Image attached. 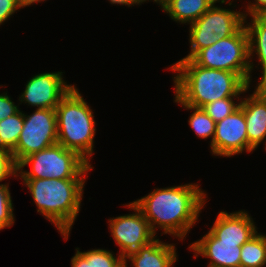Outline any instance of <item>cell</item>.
Returning <instances> with one entry per match:
<instances>
[{"label": "cell", "instance_id": "obj_1", "mask_svg": "<svg viewBox=\"0 0 266 267\" xmlns=\"http://www.w3.org/2000/svg\"><path fill=\"white\" fill-rule=\"evenodd\" d=\"M207 195L198 183L156 188L140 199L132 201L149 222L152 231L163 230L182 241L198 221L207 203Z\"/></svg>", "mask_w": 266, "mask_h": 267}, {"label": "cell", "instance_id": "obj_2", "mask_svg": "<svg viewBox=\"0 0 266 267\" xmlns=\"http://www.w3.org/2000/svg\"><path fill=\"white\" fill-rule=\"evenodd\" d=\"M167 69L176 74L172 77L174 94L192 107L202 108L223 98H241L250 91V85L237 73L204 68L192 59H180Z\"/></svg>", "mask_w": 266, "mask_h": 267}, {"label": "cell", "instance_id": "obj_3", "mask_svg": "<svg viewBox=\"0 0 266 267\" xmlns=\"http://www.w3.org/2000/svg\"><path fill=\"white\" fill-rule=\"evenodd\" d=\"M20 179L30 191L37 212L48 219L62 237L68 240L80 213L84 186L88 178Z\"/></svg>", "mask_w": 266, "mask_h": 267}, {"label": "cell", "instance_id": "obj_4", "mask_svg": "<svg viewBox=\"0 0 266 267\" xmlns=\"http://www.w3.org/2000/svg\"><path fill=\"white\" fill-rule=\"evenodd\" d=\"M57 143L75 151L89 165L94 153L96 134L93 109L74 85L55 108Z\"/></svg>", "mask_w": 266, "mask_h": 267}, {"label": "cell", "instance_id": "obj_5", "mask_svg": "<svg viewBox=\"0 0 266 267\" xmlns=\"http://www.w3.org/2000/svg\"><path fill=\"white\" fill-rule=\"evenodd\" d=\"M31 164L29 171L25 166ZM93 169L75 151L68 150L56 143L39 152L28 155L17 164V179H67L87 178L88 172Z\"/></svg>", "mask_w": 266, "mask_h": 267}, {"label": "cell", "instance_id": "obj_6", "mask_svg": "<svg viewBox=\"0 0 266 267\" xmlns=\"http://www.w3.org/2000/svg\"><path fill=\"white\" fill-rule=\"evenodd\" d=\"M192 60L204 68L237 73L251 85L249 35L245 24L235 34L201 49Z\"/></svg>", "mask_w": 266, "mask_h": 267}, {"label": "cell", "instance_id": "obj_7", "mask_svg": "<svg viewBox=\"0 0 266 267\" xmlns=\"http://www.w3.org/2000/svg\"><path fill=\"white\" fill-rule=\"evenodd\" d=\"M57 143V118L55 109L37 108L32 114L24 113V125L17 146L11 151L18 164L30 154Z\"/></svg>", "mask_w": 266, "mask_h": 267}, {"label": "cell", "instance_id": "obj_8", "mask_svg": "<svg viewBox=\"0 0 266 267\" xmlns=\"http://www.w3.org/2000/svg\"><path fill=\"white\" fill-rule=\"evenodd\" d=\"M134 212L108 219L109 230L114 242L120 248L119 255L125 258L157 238L142 211L130 202L123 205Z\"/></svg>", "mask_w": 266, "mask_h": 267}, {"label": "cell", "instance_id": "obj_9", "mask_svg": "<svg viewBox=\"0 0 266 267\" xmlns=\"http://www.w3.org/2000/svg\"><path fill=\"white\" fill-rule=\"evenodd\" d=\"M64 72H44L31 77L23 93L19 96V104L30 107L55 109L62 98L72 89L63 78Z\"/></svg>", "mask_w": 266, "mask_h": 267}, {"label": "cell", "instance_id": "obj_10", "mask_svg": "<svg viewBox=\"0 0 266 267\" xmlns=\"http://www.w3.org/2000/svg\"><path fill=\"white\" fill-rule=\"evenodd\" d=\"M210 151L214 156L232 157L255 149L248 143L246 120L241 107L216 123Z\"/></svg>", "mask_w": 266, "mask_h": 267}, {"label": "cell", "instance_id": "obj_11", "mask_svg": "<svg viewBox=\"0 0 266 267\" xmlns=\"http://www.w3.org/2000/svg\"><path fill=\"white\" fill-rule=\"evenodd\" d=\"M209 231L221 242L238 243L240 246L258 233L252 216L245 210L232 213L220 211Z\"/></svg>", "mask_w": 266, "mask_h": 267}, {"label": "cell", "instance_id": "obj_12", "mask_svg": "<svg viewBox=\"0 0 266 267\" xmlns=\"http://www.w3.org/2000/svg\"><path fill=\"white\" fill-rule=\"evenodd\" d=\"M246 120L248 143L256 150L264 141L266 150V84H256L253 93L240 102Z\"/></svg>", "mask_w": 266, "mask_h": 267}, {"label": "cell", "instance_id": "obj_13", "mask_svg": "<svg viewBox=\"0 0 266 267\" xmlns=\"http://www.w3.org/2000/svg\"><path fill=\"white\" fill-rule=\"evenodd\" d=\"M216 3L199 19L189 24V31H208L219 39H224L235 34L245 24L243 12L216 6Z\"/></svg>", "mask_w": 266, "mask_h": 267}, {"label": "cell", "instance_id": "obj_14", "mask_svg": "<svg viewBox=\"0 0 266 267\" xmlns=\"http://www.w3.org/2000/svg\"><path fill=\"white\" fill-rule=\"evenodd\" d=\"M194 258L200 255L210 259L208 267H240L241 246L238 243L221 242L210 231L188 246Z\"/></svg>", "mask_w": 266, "mask_h": 267}, {"label": "cell", "instance_id": "obj_15", "mask_svg": "<svg viewBox=\"0 0 266 267\" xmlns=\"http://www.w3.org/2000/svg\"><path fill=\"white\" fill-rule=\"evenodd\" d=\"M177 257L174 243L168 244L156 238L148 245L128 254L124 258V267H128L127 262H130L132 267H174Z\"/></svg>", "mask_w": 266, "mask_h": 267}, {"label": "cell", "instance_id": "obj_16", "mask_svg": "<svg viewBox=\"0 0 266 267\" xmlns=\"http://www.w3.org/2000/svg\"><path fill=\"white\" fill-rule=\"evenodd\" d=\"M245 19V26L249 35V62H250V72L254 70L253 64L255 55L258 59V65L261 67L258 69L262 70L261 78L258 84H266V17L264 15H254L251 16V21L248 23ZM255 53V54H254Z\"/></svg>", "mask_w": 266, "mask_h": 267}, {"label": "cell", "instance_id": "obj_17", "mask_svg": "<svg viewBox=\"0 0 266 267\" xmlns=\"http://www.w3.org/2000/svg\"><path fill=\"white\" fill-rule=\"evenodd\" d=\"M214 3V0H171L162 8V11L176 23L191 24Z\"/></svg>", "mask_w": 266, "mask_h": 267}, {"label": "cell", "instance_id": "obj_18", "mask_svg": "<svg viewBox=\"0 0 266 267\" xmlns=\"http://www.w3.org/2000/svg\"><path fill=\"white\" fill-rule=\"evenodd\" d=\"M266 266V235L257 233L241 246L240 267Z\"/></svg>", "mask_w": 266, "mask_h": 267}, {"label": "cell", "instance_id": "obj_19", "mask_svg": "<svg viewBox=\"0 0 266 267\" xmlns=\"http://www.w3.org/2000/svg\"><path fill=\"white\" fill-rule=\"evenodd\" d=\"M174 102L181 107H183L185 110H191L193 113L190 114V117L188 119L190 128L194 130V133L197 137L200 139H209L210 145L213 142L214 134H215V128L216 123L213 121V119L202 109V108H196L189 105L184 104L176 95H174Z\"/></svg>", "mask_w": 266, "mask_h": 267}, {"label": "cell", "instance_id": "obj_20", "mask_svg": "<svg viewBox=\"0 0 266 267\" xmlns=\"http://www.w3.org/2000/svg\"><path fill=\"white\" fill-rule=\"evenodd\" d=\"M24 125V113L19 110L0 121V147L12 151L18 143Z\"/></svg>", "mask_w": 266, "mask_h": 267}, {"label": "cell", "instance_id": "obj_21", "mask_svg": "<svg viewBox=\"0 0 266 267\" xmlns=\"http://www.w3.org/2000/svg\"><path fill=\"white\" fill-rule=\"evenodd\" d=\"M236 99V102H235ZM242 98H223L204 105L202 109L213 119L215 123L231 115L240 107ZM238 101V103H237Z\"/></svg>", "mask_w": 266, "mask_h": 267}, {"label": "cell", "instance_id": "obj_22", "mask_svg": "<svg viewBox=\"0 0 266 267\" xmlns=\"http://www.w3.org/2000/svg\"><path fill=\"white\" fill-rule=\"evenodd\" d=\"M9 184H0V230L12 227L15 223L13 202Z\"/></svg>", "mask_w": 266, "mask_h": 267}, {"label": "cell", "instance_id": "obj_23", "mask_svg": "<svg viewBox=\"0 0 266 267\" xmlns=\"http://www.w3.org/2000/svg\"><path fill=\"white\" fill-rule=\"evenodd\" d=\"M190 51L181 59H192L201 49L207 48L219 40V37L208 31H189Z\"/></svg>", "mask_w": 266, "mask_h": 267}, {"label": "cell", "instance_id": "obj_24", "mask_svg": "<svg viewBox=\"0 0 266 267\" xmlns=\"http://www.w3.org/2000/svg\"><path fill=\"white\" fill-rule=\"evenodd\" d=\"M91 267H124V258L114 255L113 251L91 249Z\"/></svg>", "mask_w": 266, "mask_h": 267}, {"label": "cell", "instance_id": "obj_25", "mask_svg": "<svg viewBox=\"0 0 266 267\" xmlns=\"http://www.w3.org/2000/svg\"><path fill=\"white\" fill-rule=\"evenodd\" d=\"M17 177V164L11 151L0 147V182L8 177Z\"/></svg>", "mask_w": 266, "mask_h": 267}, {"label": "cell", "instance_id": "obj_26", "mask_svg": "<svg viewBox=\"0 0 266 267\" xmlns=\"http://www.w3.org/2000/svg\"><path fill=\"white\" fill-rule=\"evenodd\" d=\"M2 87V85H0ZM19 104L16 105L6 92L0 94V121L14 115L19 111Z\"/></svg>", "mask_w": 266, "mask_h": 267}, {"label": "cell", "instance_id": "obj_27", "mask_svg": "<svg viewBox=\"0 0 266 267\" xmlns=\"http://www.w3.org/2000/svg\"><path fill=\"white\" fill-rule=\"evenodd\" d=\"M20 9L18 0H0V26Z\"/></svg>", "mask_w": 266, "mask_h": 267}, {"label": "cell", "instance_id": "obj_28", "mask_svg": "<svg viewBox=\"0 0 266 267\" xmlns=\"http://www.w3.org/2000/svg\"><path fill=\"white\" fill-rule=\"evenodd\" d=\"M76 253L71 259V267H91V250L80 251L76 248Z\"/></svg>", "mask_w": 266, "mask_h": 267}, {"label": "cell", "instance_id": "obj_29", "mask_svg": "<svg viewBox=\"0 0 266 267\" xmlns=\"http://www.w3.org/2000/svg\"><path fill=\"white\" fill-rule=\"evenodd\" d=\"M246 11L243 12L245 19L254 15H264L266 13V0H254L250 1L246 5Z\"/></svg>", "mask_w": 266, "mask_h": 267}, {"label": "cell", "instance_id": "obj_30", "mask_svg": "<svg viewBox=\"0 0 266 267\" xmlns=\"http://www.w3.org/2000/svg\"><path fill=\"white\" fill-rule=\"evenodd\" d=\"M111 4H117L122 6H127L128 8L130 6L134 5H141V3L138 0H108Z\"/></svg>", "mask_w": 266, "mask_h": 267}, {"label": "cell", "instance_id": "obj_31", "mask_svg": "<svg viewBox=\"0 0 266 267\" xmlns=\"http://www.w3.org/2000/svg\"><path fill=\"white\" fill-rule=\"evenodd\" d=\"M43 1H46V0H18V3L21 8H24V7H29L35 3H41Z\"/></svg>", "mask_w": 266, "mask_h": 267}, {"label": "cell", "instance_id": "obj_32", "mask_svg": "<svg viewBox=\"0 0 266 267\" xmlns=\"http://www.w3.org/2000/svg\"><path fill=\"white\" fill-rule=\"evenodd\" d=\"M171 0H153V2L157 3L161 8H163L167 3H169Z\"/></svg>", "mask_w": 266, "mask_h": 267}, {"label": "cell", "instance_id": "obj_33", "mask_svg": "<svg viewBox=\"0 0 266 267\" xmlns=\"http://www.w3.org/2000/svg\"><path fill=\"white\" fill-rule=\"evenodd\" d=\"M214 1L217 3H220V4H227L228 3L229 6L234 5V4H232L234 0H232V1L231 0H214Z\"/></svg>", "mask_w": 266, "mask_h": 267}, {"label": "cell", "instance_id": "obj_34", "mask_svg": "<svg viewBox=\"0 0 266 267\" xmlns=\"http://www.w3.org/2000/svg\"><path fill=\"white\" fill-rule=\"evenodd\" d=\"M138 1H139L141 4H143V3H145V2L147 3V1L150 2L151 0H138ZM152 1H153V0H152Z\"/></svg>", "mask_w": 266, "mask_h": 267}]
</instances>
